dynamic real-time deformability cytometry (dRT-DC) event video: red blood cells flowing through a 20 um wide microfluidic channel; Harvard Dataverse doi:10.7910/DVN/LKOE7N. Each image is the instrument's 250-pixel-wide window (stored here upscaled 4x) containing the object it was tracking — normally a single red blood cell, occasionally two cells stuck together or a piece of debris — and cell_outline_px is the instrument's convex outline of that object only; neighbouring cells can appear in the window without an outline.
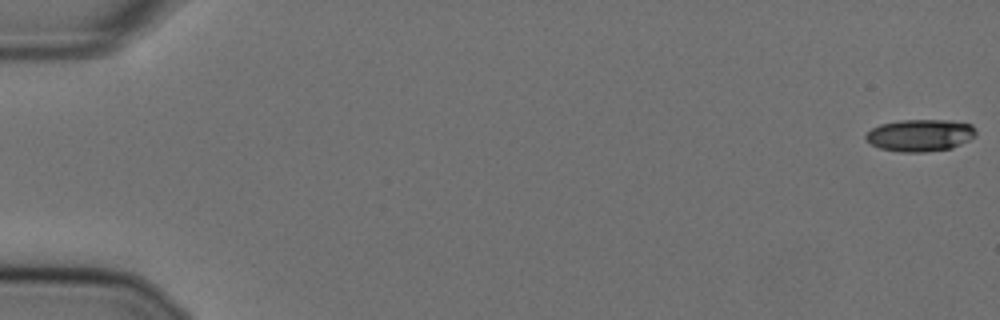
{"species": "Egyptian fruit bat (a non-hibernating species)", "species_latin": "Rousettus aegyptiacus", "temperature_condition": "cold", "stored_images_in_passage": 57, "camera_frame_rate_fps": 3000, "um_per_image_px": 0.085, "animal": {"sex": "female"}, "frame": {"image": 1, "passage_image": 1, "time_ms": 0.0, "image_size_px": [1000, 320], "cell_outline_px": [[976, 136], [952, 148], [924, 152], [900, 152], [880, 148], [872, 144], [864, 136], [872, 128], [880, 124], [900, 120], [948, 120], [972, 124], [976, 132]], "centroid_in_image_um": [78.22, 11.49], "position_along_channel_um": 6.8, "area_um2": 20.52}}
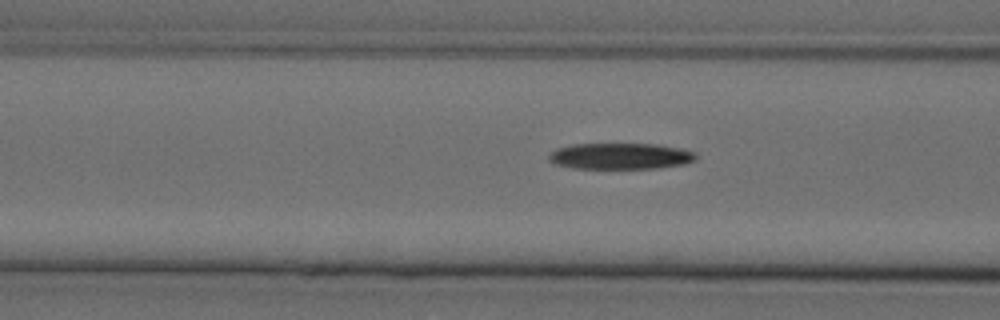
{"frame": {"image": 2, "passage_image": 23, "time_ms": 7.333, "image_size_px": [1000, 320], "cell_outline_px": [[696, 160], [684, 164], [660, 168], [572, 168], [552, 164], [548, 160], [548, 156], [556, 148], [572, 144], [656, 144], [680, 148], [696, 152]], "centroid_in_image_um": [52.72, 13.27], "position_along_channel_um": 113.9, "area_um2": 22.6}}
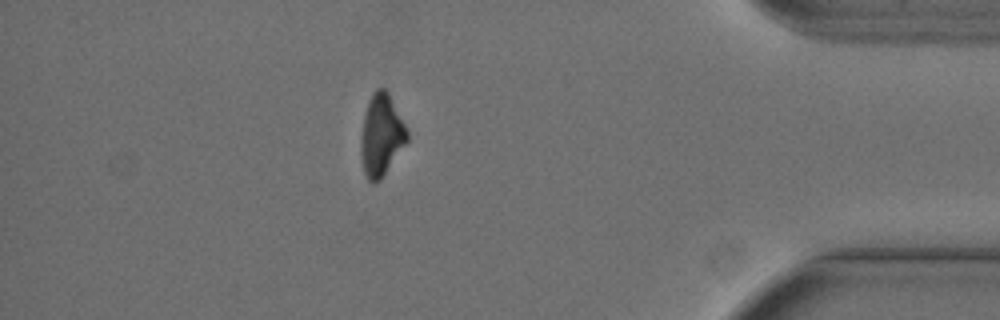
{"frame": {"image": 3, "passage_image": 50, "time_ms": 16.333, "image_size_px": [1000, 320], "cell_outline_px": [[408, 140], [380, 180], [376, 184], [372, 184], [368, 180], [364, 172], [360, 152], [360, 136], [364, 116], [368, 100], [372, 92], [376, 88], [384, 88], [388, 92], [408, 128]], "centroid_in_image_um": [32.4, 11.48], "position_along_channel_um": 402.8, "area_um2": 22.25}}